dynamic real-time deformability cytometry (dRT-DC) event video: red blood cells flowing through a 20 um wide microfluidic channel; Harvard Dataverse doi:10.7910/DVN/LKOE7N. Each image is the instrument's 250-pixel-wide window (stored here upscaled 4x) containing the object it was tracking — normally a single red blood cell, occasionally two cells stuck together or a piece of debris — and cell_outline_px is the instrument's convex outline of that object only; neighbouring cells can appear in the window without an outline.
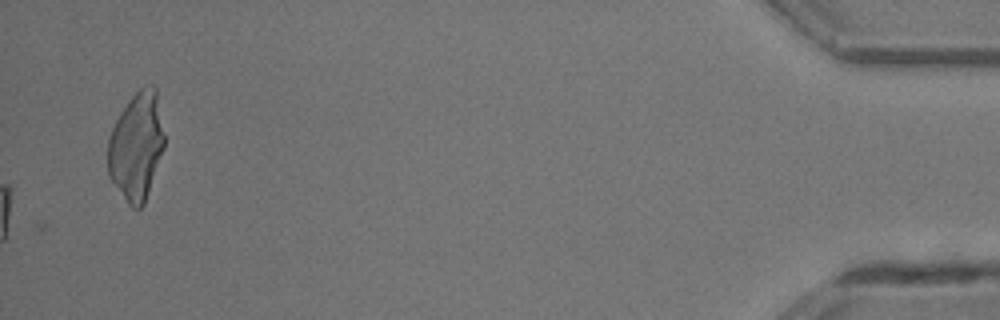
{"species": "common noctule bat (a hibernating species)", "species_latin": "Nyctalus noctula", "temperature_condition": "room temperature", "stored_images_in_passage": 42, "camera_frame_rate_fps": 3000, "um_per_image_px": 0.085, "animal": {"sex": "male", "body_mass_g": 13.3}, "frame": {"image": 1, "passage_image": 42, "time_ms": 13.667, "image_size_px": [1000, 320], "cell_outline_px": [[164, 148], [144, 204], [140, 208], [132, 208], [128, 204], [108, 176], [108, 140], [112, 128], [120, 112], [128, 100], [140, 88], [148, 84], [152, 84], [156, 88], [164, 136]], "centroid_in_image_um": [11.59, 12.43], "position_along_channel_um": 423.6, "area_um2": 35.37}, "authors_computed_cell_mechanics": {"area_um2": 19.5364, "velocity_mm_per_s": 4.8323, "shape_relaxation_time_tau1_ms": 5.6923, "shape_relaxation_time_tau2_ms": 2.4391, "deformation_change_tau1": 0.1925, "deformation_change_tau2": 0.1198}}